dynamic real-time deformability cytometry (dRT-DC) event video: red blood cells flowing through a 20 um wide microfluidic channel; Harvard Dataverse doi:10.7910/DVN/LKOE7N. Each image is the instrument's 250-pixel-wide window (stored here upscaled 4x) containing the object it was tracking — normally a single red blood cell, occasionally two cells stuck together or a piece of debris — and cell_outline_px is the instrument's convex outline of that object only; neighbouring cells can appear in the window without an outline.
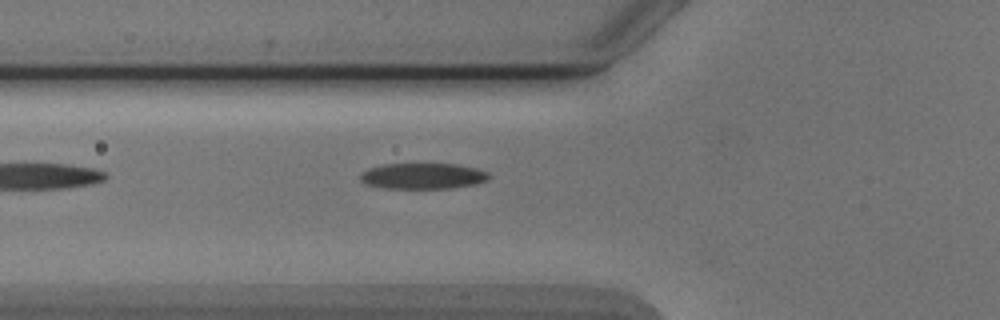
{"species": "Egyptian fruit bat (a non-hibernating species)", "species_latin": "Rousettus aegyptiacus", "temperature_condition": "cold", "stored_images_in_passage": 2, "camera_frame_rate_fps": 3000, "um_per_image_px": 0.085, "animal": {"sex": "male"}, "frame": {"image": 1, "passage_image": 2, "time_ms": 1.333, "image_size_px": [1000, 320], "cell_outline_px": [[488, 180], [476, 184], [452, 188], [380, 188], [368, 184], [360, 180], [360, 176], [368, 168], [380, 164], [456, 164], [476, 168], [488, 172]], "centroid_in_image_um": [35.94, 14.96], "position_along_channel_um": 89.9, "area_um2": 19.36}}